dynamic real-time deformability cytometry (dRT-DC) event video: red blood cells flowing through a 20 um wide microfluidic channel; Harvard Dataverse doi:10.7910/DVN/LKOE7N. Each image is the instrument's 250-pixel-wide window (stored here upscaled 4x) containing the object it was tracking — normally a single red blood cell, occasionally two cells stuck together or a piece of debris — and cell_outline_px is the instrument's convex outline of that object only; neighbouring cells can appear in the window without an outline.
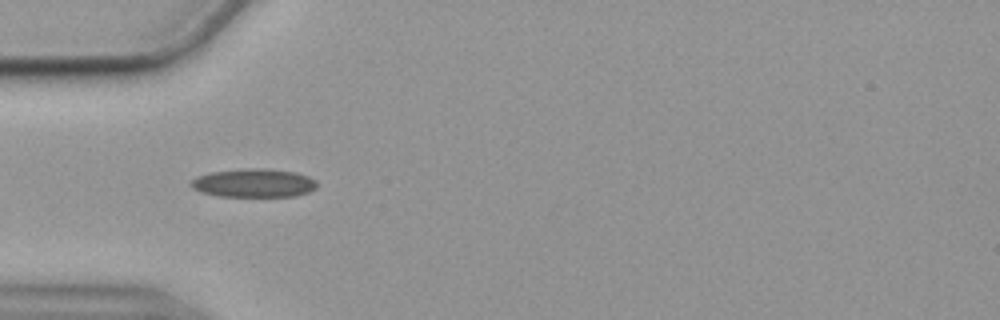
{"species": "common noctule bat (a hibernating species)", "species_latin": "Nyctalus noctula", "temperature_condition": "cold", "stored_images_in_passage": 40, "camera_frame_rate_fps": 3000, "um_per_image_px": 0.085, "animal": {"sex": "female", "body_mass_g": 19.9}, "frame": {"image": 1, "passage_image": 1, "time_ms": 0.0, "image_size_px": [1000, 320], "cell_outline_px": [[316, 188], [308, 192], [292, 196], [220, 196], [204, 192], [192, 188], [188, 184], [196, 176], [208, 172], [248, 168], [260, 168], [296, 172], [308, 176], [316, 180]], "centroid_in_image_um": [21.55, 15.54], "position_along_channel_um": 63.5, "area_um2": 20.87}}
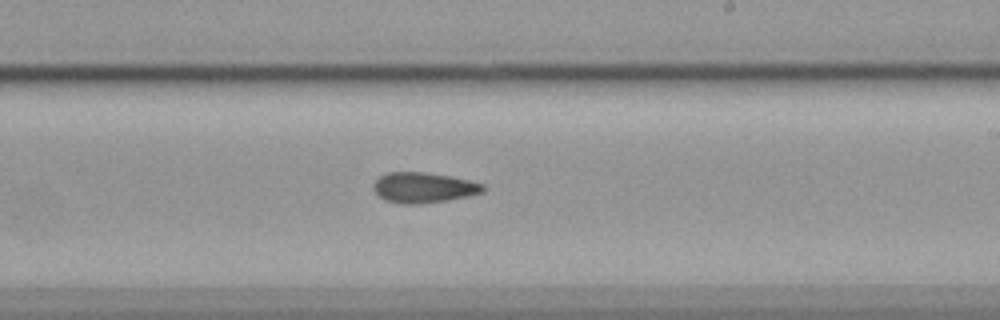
{"frame": {"image": 2, "passage_image": 17, "time_ms": 5.333, "image_size_px": [1000, 320], "cell_outline_px": [[488, 188], [484, 192], [468, 196], [448, 200], [420, 204], [400, 204], [384, 200], [372, 188], [372, 184], [380, 176], [388, 172], [424, 172], [448, 176], [468, 180], [484, 184]], "centroid_in_image_um": [36.01, 15.95], "position_along_channel_um": 253.0, "area_um2": 19.54}}
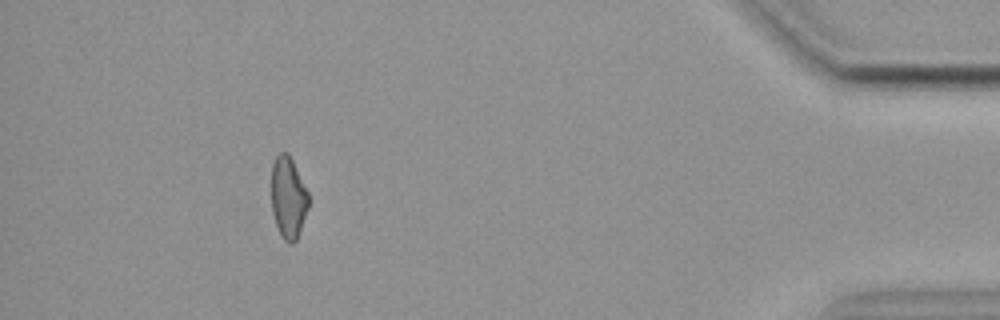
{"frame": {"image": 3, "passage_image": 35, "time_ms": 11.333, "image_size_px": [1000, 320], "cell_outline_px": [[308, 208], [296, 240], [292, 244], [288, 244], [284, 240], [276, 224], [272, 212], [272, 164], [276, 156], [280, 152], [288, 152], [308, 192]], "centroid_in_image_um": [24.49, 16.79], "position_along_channel_um": 410.7, "area_um2": 17.46}, "authors_computed_cell_mechanics": {"area_um2": 19.1029, "velocity_mm_per_s": 3.5865, "shape_relaxation_time_tau1_ms": null, "shape_relaxation_time_tau2_ms": 7.674, "deformation_change_tau1": null, "deformation_change_tau2": 0.1674}}